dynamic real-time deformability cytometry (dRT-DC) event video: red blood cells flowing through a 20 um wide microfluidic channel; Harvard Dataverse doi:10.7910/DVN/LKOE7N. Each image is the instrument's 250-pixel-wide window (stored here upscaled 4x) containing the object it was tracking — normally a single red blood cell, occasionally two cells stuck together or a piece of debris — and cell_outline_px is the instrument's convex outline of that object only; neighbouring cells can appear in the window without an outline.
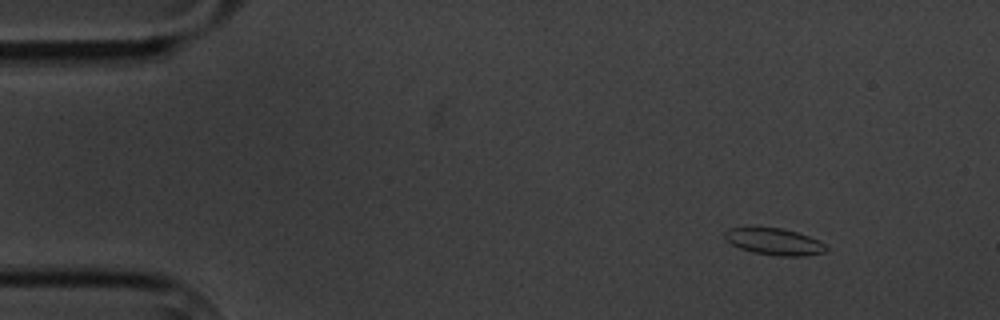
{"species": "common noctule bat (a hibernating species)", "species_latin": "Nyctalus noctula", "temperature_condition": "cold", "stored_images_in_passage": 9, "camera_frame_rate_fps": 3000, "um_per_image_px": 0.085, "animal": {"sex": "male", "body_mass_g": 20.1, "forearm_length_mm": 53.5}, "frame": {"image": 1, "passage_image": 1, "time_ms": 0.0, "image_size_px": [1000, 320], "cell_outline_px": [[828, 248], [824, 252], [804, 256], [776, 256], [752, 252], [740, 248], [732, 244], [724, 236], [724, 232], [728, 228], [752, 224], [780, 228], [796, 232], [808, 236], [824, 244]], "centroid_in_image_um": [65.72, 20.49], "position_along_channel_um": 19.3, "area_um2": 16.24}}
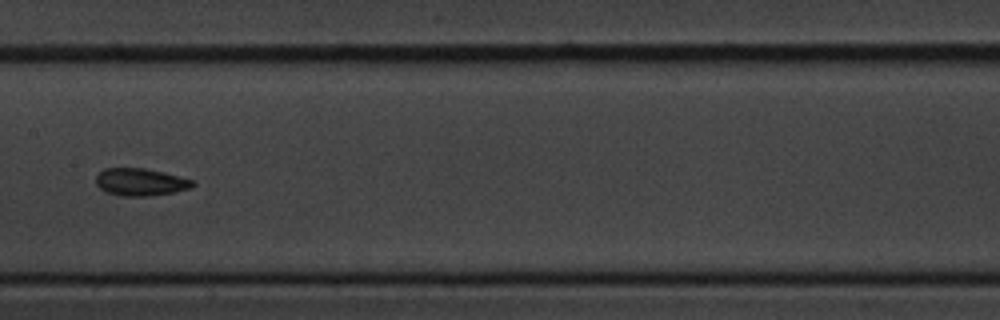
{"frame": {"image": 2, "passage_image": 7, "time_ms": 7.667, "image_size_px": [1000, 320], "cell_outline_px": [[196, 184], [192, 188], [172, 192], [148, 196], [120, 196], [108, 192], [100, 188], [96, 184], [96, 176], [104, 168], [144, 168], [164, 172], [192, 180]], "centroid_in_image_um": [11.94, 15.47], "position_along_channel_um": 195.5, "area_um2": 15.37}}
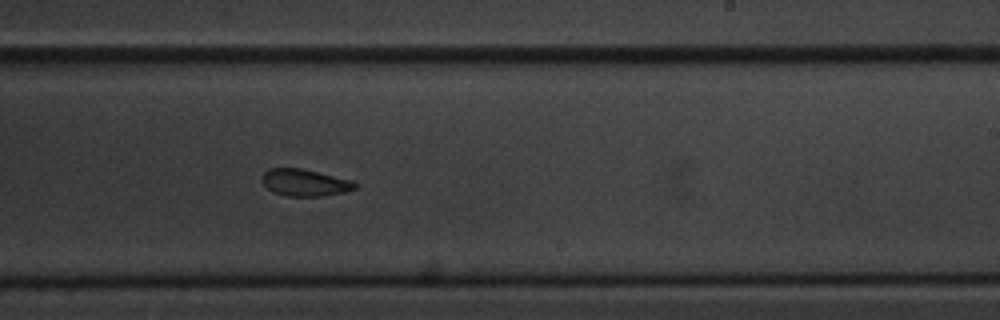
{"frame": {"image": 3, "passage_image": 9, "time_ms": 9.667, "image_size_px": [1000, 320], "cell_outline_px": [[356, 188], [344, 192], [320, 196], [288, 196], [276, 192], [268, 188], [264, 184], [264, 172], [268, 168], [300, 168], [352, 180], [356, 184]], "centroid_in_image_um": [25.93, 15.51], "position_along_channel_um": 263.1, "area_um2": 14.22}}